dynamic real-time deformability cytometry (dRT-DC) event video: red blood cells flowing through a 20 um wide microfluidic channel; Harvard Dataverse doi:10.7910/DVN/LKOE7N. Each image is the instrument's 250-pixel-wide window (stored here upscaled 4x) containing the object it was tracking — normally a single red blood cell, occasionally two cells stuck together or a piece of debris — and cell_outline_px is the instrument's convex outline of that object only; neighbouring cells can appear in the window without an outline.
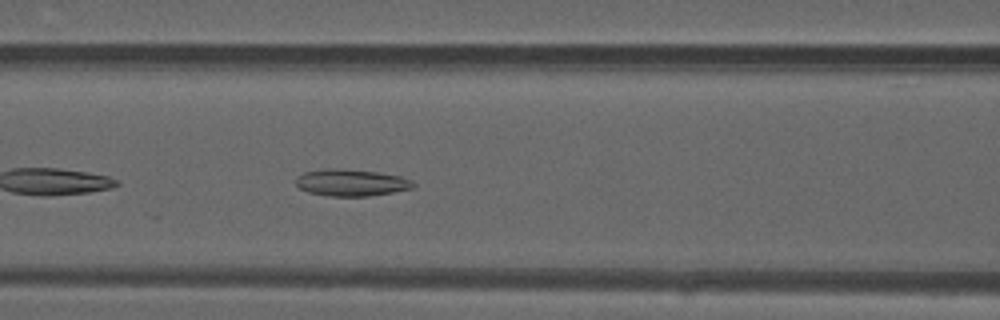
{"species": "common noctule bat (a hibernating species)", "species_latin": "Nyctalus noctula", "temperature_condition": "warm", "stored_images_in_passage": 35, "camera_frame_rate_fps": 3000, "um_per_image_px": 0.085, "animal": {"sex": "male", "forearm_length_mm": 52.5}, "frame": {"image": 1, "passage_image": 7, "time_ms": 2.0, "image_size_px": [1000, 320], "cell_outline_px": [[416, 184], [412, 188], [392, 192], [368, 196], [328, 196], [308, 192], [300, 188], [296, 184], [296, 176], [304, 172], [324, 168], [336, 168], [376, 172], [400, 176], [412, 180]], "centroid_in_image_um": [29.83, 15.52], "position_along_channel_um": 136.8, "area_um2": 18.32}}
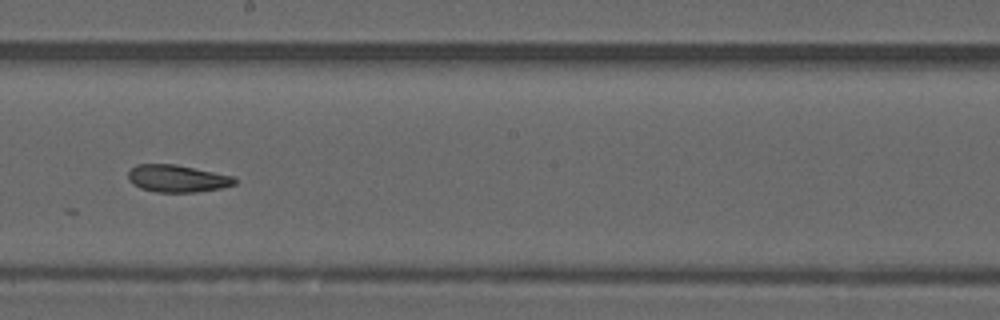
{"frame": {"image": 2, "passage_image": 14, "time_ms": 4.333, "image_size_px": [1000, 320], "cell_outline_px": [[236, 184], [220, 188], [196, 192], [156, 192], [140, 188], [132, 184], [128, 180], [128, 172], [136, 164], [176, 164], [236, 176]], "centroid_in_image_um": [15.07, 15.17], "position_along_channel_um": 233.1, "area_um2": 17.11}}
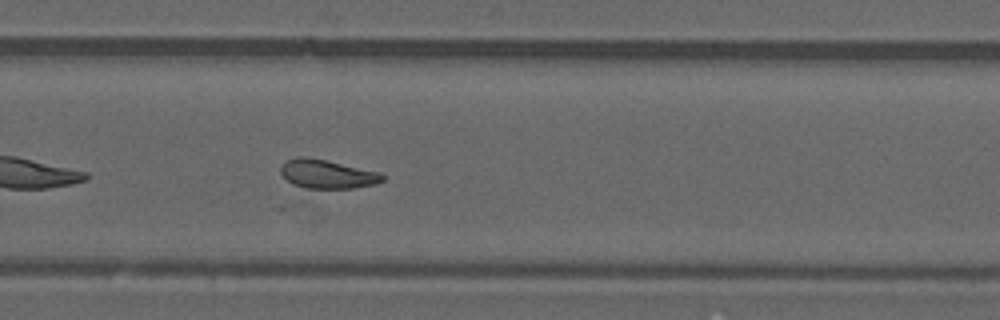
{"frame": {"image": 3, "passage_image": 19, "time_ms": 6.0, "image_size_px": [1000, 320], "cell_outline_px": [[384, 180], [376, 184], [352, 188], [304, 188], [292, 184], [280, 172], [280, 168], [288, 160], [300, 156], [304, 156], [324, 160], [380, 172], [384, 176]], "centroid_in_image_um": [27.83, 14.81], "position_along_channel_um": 302.0, "area_um2": 16.82}, "authors_computed_cell_mechanics": {"area_um2": 17.6868, "velocity_mm_per_s": 4.1458, "shape_relaxation_time_tau1_ms": null, "shape_relaxation_time_tau2_ms": 5.5264, "deformation_change_tau1": null, "deformation_change_tau2": 0.1301}}